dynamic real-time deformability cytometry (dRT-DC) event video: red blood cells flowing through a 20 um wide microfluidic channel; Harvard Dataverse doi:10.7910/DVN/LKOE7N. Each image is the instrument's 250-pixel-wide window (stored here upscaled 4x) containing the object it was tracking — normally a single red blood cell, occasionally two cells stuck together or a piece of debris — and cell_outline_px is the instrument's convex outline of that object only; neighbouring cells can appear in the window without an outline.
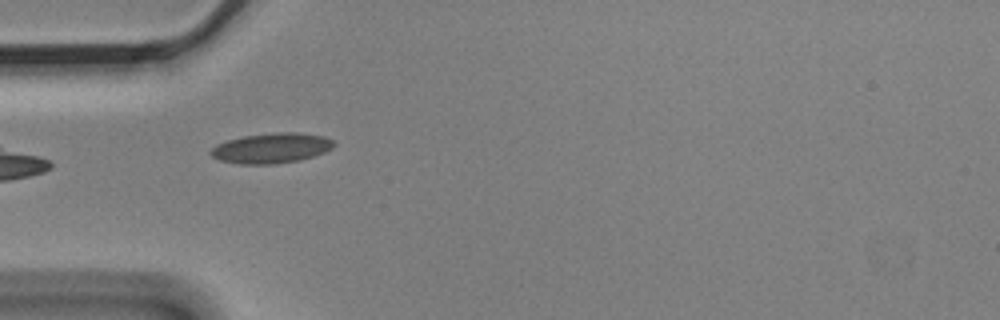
{"species": "Egyptian fruit bat (a non-hibernating species)", "species_latin": "Rousettus aegyptiacus", "temperature_condition": "cold", "stored_images_in_passage": 4, "camera_frame_rate_fps": 3000, "um_per_image_px": 0.085, "animal": {"sex": "male"}, "frame": {"image": 1, "passage_image": 1, "time_ms": 0.0, "image_size_px": [1000, 320], "cell_outline_px": [[336, 144], [332, 148], [324, 152], [300, 160], [276, 164], [240, 164], [220, 160], [212, 156], [208, 152], [216, 144], [228, 140], [244, 136], [276, 132], [296, 132], [324, 136], [332, 140]], "centroid_in_image_um": [23.06, 12.59], "position_along_channel_um": 61.9, "area_um2": 21.62}}
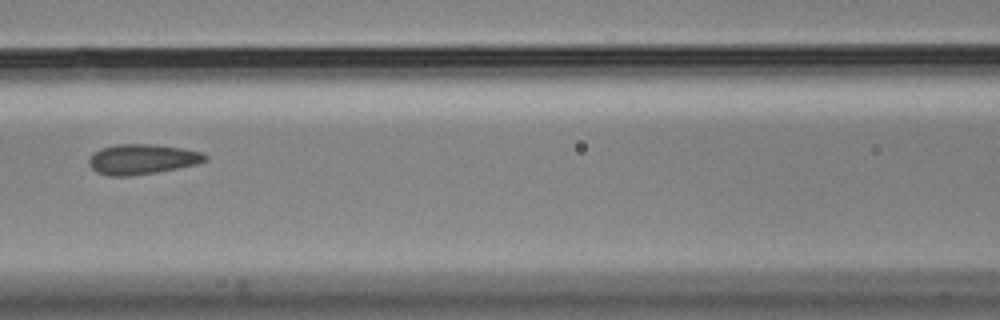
{"frame": {"image": 2, "passage_image": 3, "time_ms": 0.667, "image_size_px": [1000, 320], "cell_outline_px": [[208, 160], [196, 164], [156, 172], [128, 176], [108, 176], [96, 172], [88, 164], [88, 160], [92, 152], [100, 148], [116, 144], [156, 144], [184, 148], [204, 152], [208, 156]], "centroid_in_image_um": [12.07, 13.52], "position_along_channel_um": 154.5, "area_um2": 20.69}}
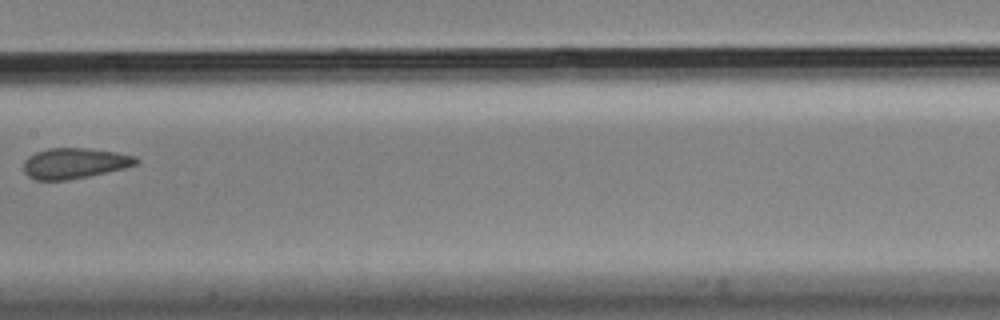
{"frame": {"image": 3, "passage_image": 4, "time_ms": 1.0, "image_size_px": [1000, 320], "cell_outline_px": [[140, 160], [136, 164], [124, 168], [88, 176], [68, 180], [36, 180], [28, 176], [24, 172], [24, 160], [28, 156], [36, 152], [48, 148], [88, 148], [116, 152], [136, 156]], "centroid_in_image_um": [6.32, 13.87], "position_along_channel_um": 201.1, "area_um2": 20.06}}